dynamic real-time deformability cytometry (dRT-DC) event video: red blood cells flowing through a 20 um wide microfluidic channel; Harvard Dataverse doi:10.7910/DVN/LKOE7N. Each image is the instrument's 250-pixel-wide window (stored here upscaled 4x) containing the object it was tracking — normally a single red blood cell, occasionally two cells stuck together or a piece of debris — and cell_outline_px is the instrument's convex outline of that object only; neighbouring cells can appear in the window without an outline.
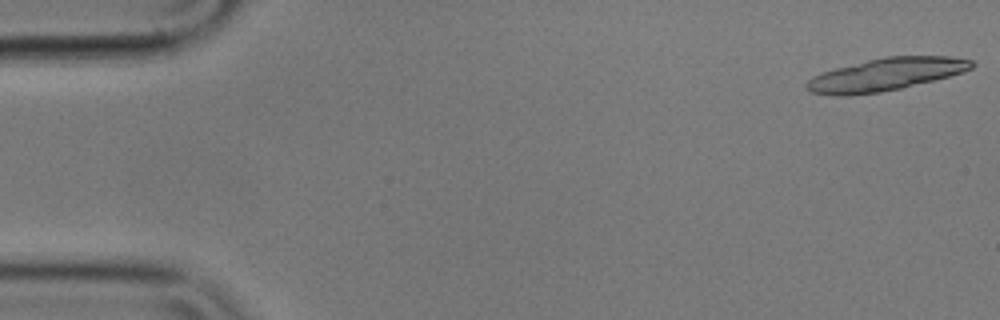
{"species": "common noctule bat (a hibernating species)", "species_latin": "Nyctalus noctula", "temperature_condition": "cold", "stored_images_in_passage": 23, "camera_frame_rate_fps": 3000, "um_per_image_px": 0.085, "animal": {"sex": "male", "body_mass_g": 17.9}, "frame": {"image": 1, "passage_image": 1, "time_ms": 0.0, "image_size_px": [1000, 320], "cell_outline_px": [[976, 64], [972, 68], [964, 72], [900, 88], [880, 92], [848, 96], [840, 96], [812, 92], [804, 84], [808, 80], [824, 72], [836, 68], [884, 56], [948, 56], [972, 60]], "centroid_in_image_um": [75.32, 6.32], "position_along_channel_um": 9.7, "area_um2": 30.87}}